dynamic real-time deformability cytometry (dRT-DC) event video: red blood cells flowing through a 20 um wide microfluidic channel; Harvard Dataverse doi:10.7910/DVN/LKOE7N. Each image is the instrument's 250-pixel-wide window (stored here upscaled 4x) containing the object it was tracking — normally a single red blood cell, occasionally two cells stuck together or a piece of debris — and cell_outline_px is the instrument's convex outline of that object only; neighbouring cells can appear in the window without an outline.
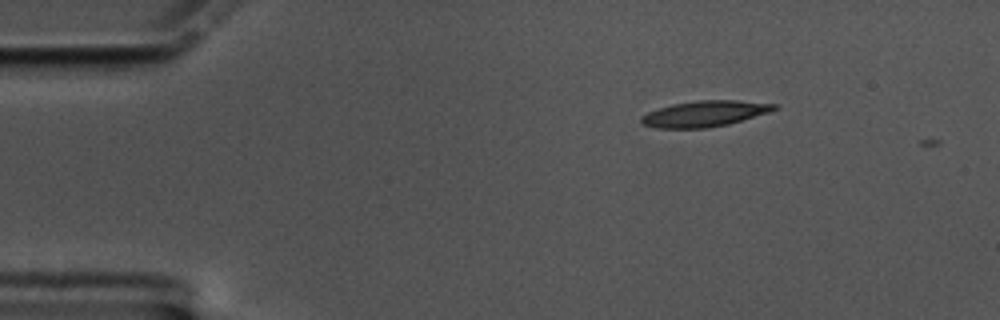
{"species": "common noctule bat (a hibernating species)", "species_latin": "Nyctalus noctula", "temperature_condition": "cold", "stored_images_in_passage": 4, "camera_frame_rate_fps": 3000, "um_per_image_px": 0.085, "animal": {"sex": "male", "body_mass_g": 17.5, "forearm_length_mm": 52.3}, "frame": {"image": 1, "passage_image": 2, "time_ms": 0.333, "image_size_px": [1000, 320], "cell_outline_px": [[780, 108], [772, 112], [728, 124], [704, 128], [656, 128], [644, 124], [640, 120], [640, 116], [648, 112], [672, 104], [700, 100], [736, 100], [776, 104]], "centroid_in_image_um": [59.94, 9.66], "position_along_channel_um": 25.1, "area_um2": 20.06}}